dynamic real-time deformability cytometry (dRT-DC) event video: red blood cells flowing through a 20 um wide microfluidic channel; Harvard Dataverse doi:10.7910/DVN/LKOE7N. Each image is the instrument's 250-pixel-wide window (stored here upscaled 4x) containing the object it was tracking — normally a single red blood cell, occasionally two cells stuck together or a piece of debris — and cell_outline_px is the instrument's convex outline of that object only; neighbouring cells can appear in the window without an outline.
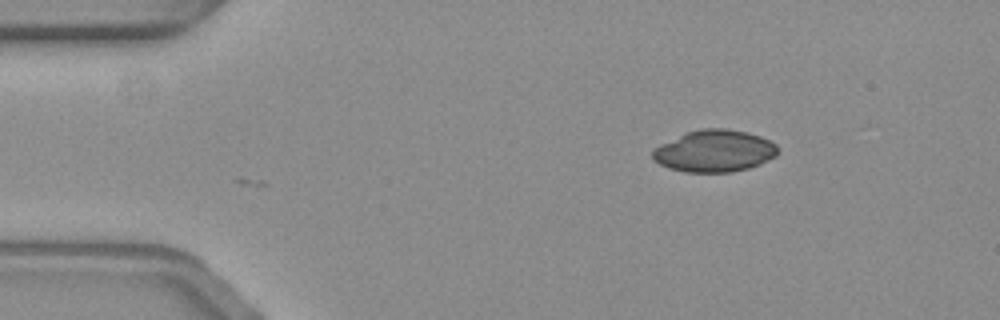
{"species": "common noctule bat (a hibernating species)", "species_latin": "Nyctalus noctula", "temperature_condition": "warm", "stored_images_in_passage": 7, "camera_frame_rate_fps": 3000, "um_per_image_px": 0.085, "animal": {"sex": "female", "body_mass_g": 19.3, "forearm_length_mm": 54.1}, "frame": {"image": 1, "passage_image": 7, "time_ms": 2.0, "image_size_px": [1000, 320], "cell_outline_px": [[776, 156], [760, 164], [748, 168], [732, 172], [684, 172], [668, 168], [652, 160], [652, 152], [660, 144], [684, 132], [700, 128], [728, 128], [748, 132], [760, 136], [776, 144]], "centroid_in_image_um": [60.69, 12.82], "position_along_channel_um": 24.3, "area_um2": 30.81}}